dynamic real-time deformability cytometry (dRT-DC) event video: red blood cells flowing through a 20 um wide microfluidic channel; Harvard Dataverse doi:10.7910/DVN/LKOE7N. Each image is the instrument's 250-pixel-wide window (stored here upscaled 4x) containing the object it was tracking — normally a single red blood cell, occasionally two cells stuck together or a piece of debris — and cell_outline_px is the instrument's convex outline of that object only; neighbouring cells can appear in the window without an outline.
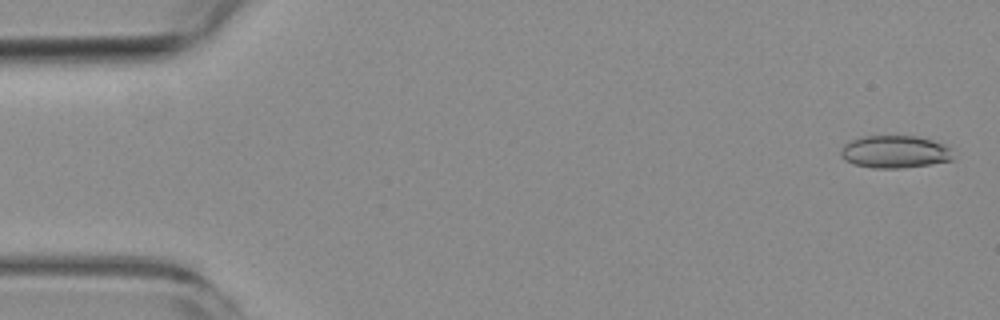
{"species": "common noctule bat (a hibernating species)", "species_latin": "Nyctalus noctula", "temperature_condition": "room temperature", "stored_images_in_passage": 4, "segment_of_instrument_passage": [2, 2], "camera_frame_rate_fps": 3000, "um_per_image_px": 0.085, "animal": {"sex": "female", "body_mass_g": 19.3, "forearm_length_mm": 54.1}, "frame": {"image": 1, "passage_image": 4, "time_ms": 5.0, "image_size_px": [1000, 320], "cell_outline_px": [[952, 160], [928, 164], [900, 168], [872, 168], [852, 164], [844, 160], [840, 156], [840, 148], [844, 144], [852, 140], [864, 136], [916, 136], [932, 140], [944, 144], [952, 148]], "centroid_in_image_um": [76.03, 12.9], "position_along_channel_um": 9.0, "area_um2": 21.39}}